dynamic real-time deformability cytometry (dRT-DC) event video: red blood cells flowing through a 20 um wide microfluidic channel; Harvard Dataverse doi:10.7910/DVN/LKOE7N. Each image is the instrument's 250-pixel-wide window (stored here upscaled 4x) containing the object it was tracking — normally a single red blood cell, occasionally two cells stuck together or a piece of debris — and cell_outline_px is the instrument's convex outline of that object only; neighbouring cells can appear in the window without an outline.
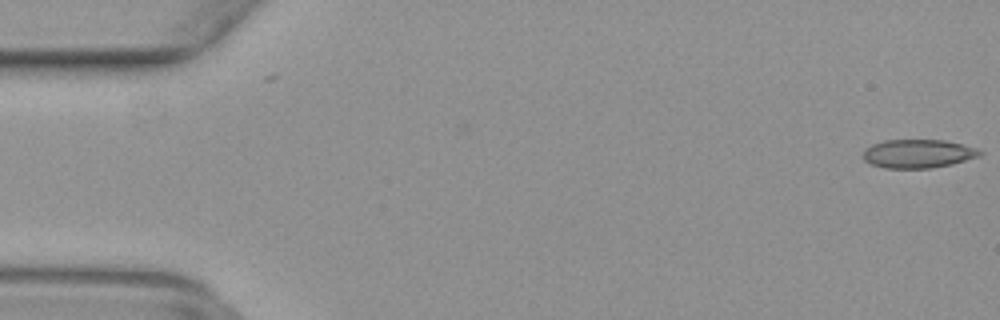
{"species": "common noctule bat (a hibernating species)", "species_latin": "Nyctalus noctula", "temperature_condition": "warm", "stored_images_in_passage": 5, "camera_frame_rate_fps": 3000, "um_per_image_px": 0.085, "animal": {"sex": "female", "body_mass_g": 29.2, "forearm_length_mm": 56.3}, "frame": {"image": 1, "passage_image": 5, "time_ms": 1.333, "image_size_px": [1000, 320], "cell_outline_px": [[984, 152], [980, 156], [952, 164], [932, 168], [884, 168], [872, 164], [864, 160], [864, 148], [872, 144], [884, 140], [944, 140], [976, 148]], "centroid_in_image_um": [78.03, 13.06], "position_along_channel_um": 7.0, "area_um2": 19.42}}